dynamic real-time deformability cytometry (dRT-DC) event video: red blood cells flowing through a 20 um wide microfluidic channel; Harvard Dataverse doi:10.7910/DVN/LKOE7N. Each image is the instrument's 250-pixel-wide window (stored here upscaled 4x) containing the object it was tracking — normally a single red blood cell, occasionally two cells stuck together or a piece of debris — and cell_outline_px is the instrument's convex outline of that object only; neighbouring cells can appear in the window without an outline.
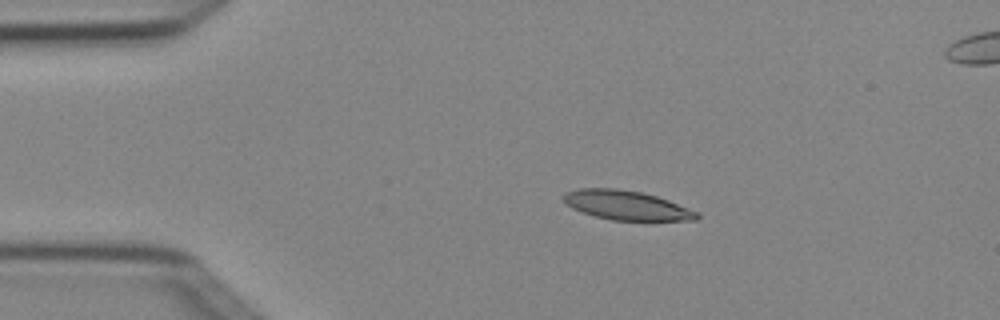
{"species": "Egyptian fruit bat (a non-hibernating species)", "species_latin": "Rousettus aegyptiacus", "temperature_condition": "cold", "stored_images_in_passage": 3, "camera_frame_rate_fps": 3000, "um_per_image_px": 0.085, "animal": {"sex": "female"}, "frame": {"image": 1, "passage_image": 1, "time_ms": 0.0, "image_size_px": [1000, 320], "cell_outline_px": [[700, 216], [696, 220], [612, 220], [596, 216], [572, 208], [560, 196], [564, 192], [576, 188], [616, 188], [640, 192], [656, 196], [668, 200], [700, 212]], "centroid_in_image_um": [53.25, 17.43], "position_along_channel_um": 31.8, "area_um2": 22.72}}